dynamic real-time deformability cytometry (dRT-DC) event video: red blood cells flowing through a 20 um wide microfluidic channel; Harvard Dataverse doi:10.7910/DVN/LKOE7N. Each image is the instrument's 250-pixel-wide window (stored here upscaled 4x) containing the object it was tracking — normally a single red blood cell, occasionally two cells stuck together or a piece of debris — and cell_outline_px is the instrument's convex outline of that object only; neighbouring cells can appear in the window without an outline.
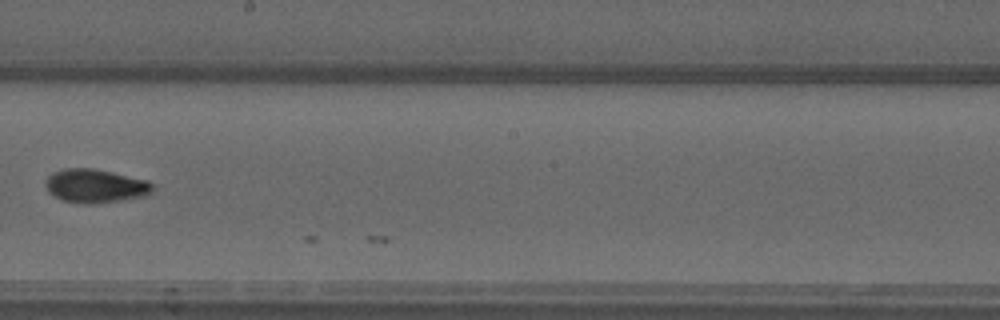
{"species": "common noctule bat (a hibernating species)", "species_latin": "Nyctalus noctula", "temperature_condition": "warm", "stored_images_in_passage": 30, "camera_frame_rate_fps": 3000, "um_per_image_px": 0.085, "animal": {"sex": "male", "forearm_length_mm": 52.5}, "frame": {"image": 1, "passage_image": 29, "time_ms": 9.333, "image_size_px": [1000, 320], "cell_outline_px": [[152, 192], [148, 196], [92, 204], [76, 204], [64, 200], [48, 192], [44, 184], [44, 180], [48, 176], [64, 168], [92, 168], [112, 172], [148, 180], [152, 184]], "centroid_in_image_um": [8.1, 15.81], "position_along_channel_um": 240.1, "area_um2": 21.1}}